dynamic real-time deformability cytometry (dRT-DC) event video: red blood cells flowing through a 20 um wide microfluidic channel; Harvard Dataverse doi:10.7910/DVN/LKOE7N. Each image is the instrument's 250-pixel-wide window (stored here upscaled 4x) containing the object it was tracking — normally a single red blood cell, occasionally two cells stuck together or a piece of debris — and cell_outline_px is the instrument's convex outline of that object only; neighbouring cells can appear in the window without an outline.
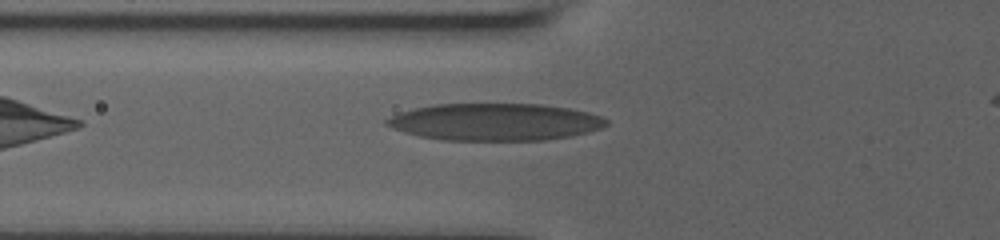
{"species": "human", "species_latin": "Homo sapiens", "temperature_condition": "room temperature", "stored_images_in_passage": 45, "camera_frame_rate_fps": 3000, "um_per_image_px": 0.085, "donor": {"sex": "male"}, "frame": {"image": 1, "passage_image": 6, "time_ms": 1.333, "image_size_px": [1000, 240], "cell_outline_px": [[608, 124], [600, 128], [588, 132], [548, 140], [444, 140], [420, 136], [404, 132], [392, 128], [384, 124], [384, 120], [400, 112], [432, 104], [540, 104], [568, 108], [588, 112], [600, 116], [608, 120]], "centroid_in_image_um": [42.06, 10.36], "position_along_channel_um": 83.7, "area_um2": 47.45}}
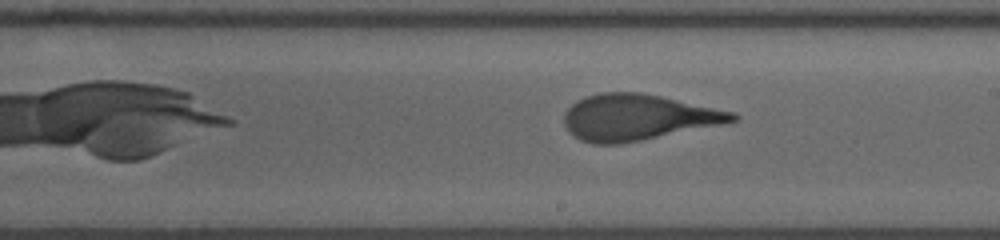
{"frame": {"image": 2, "passage_image": 21, "time_ms": 5.333, "image_size_px": [1000, 240], "cell_outline_px": [[740, 116], [736, 120], [724, 124], [620, 144], [592, 144], [580, 140], [568, 132], [564, 124], [564, 112], [576, 100], [584, 96], [600, 92], [640, 92], [660, 96], [736, 112]], "centroid_in_image_um": [54.18, 9.97], "position_along_channel_um": 234.8, "area_um2": 45.32}}
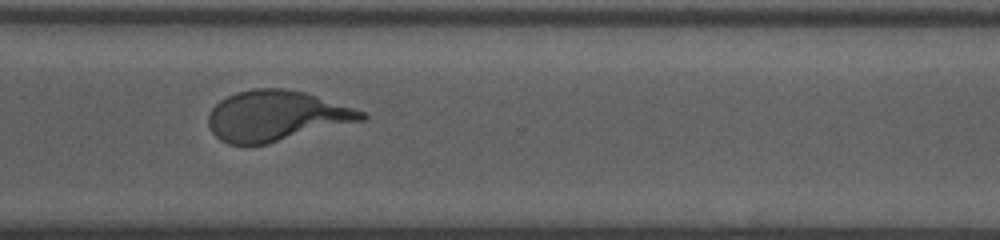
{"frame": {"image": 3, "passage_image": 34, "time_ms": 8.333, "image_size_px": [1000, 240], "cell_outline_px": [[368, 116], [364, 120], [268, 144], [228, 144], [220, 140], [212, 132], [208, 124], [208, 116], [212, 108], [220, 100], [236, 92], [252, 88], [284, 88], [304, 92], [364, 112]], "centroid_in_image_um": [23.45, 9.85], "position_along_channel_um": 347.2, "area_um2": 44.74}}